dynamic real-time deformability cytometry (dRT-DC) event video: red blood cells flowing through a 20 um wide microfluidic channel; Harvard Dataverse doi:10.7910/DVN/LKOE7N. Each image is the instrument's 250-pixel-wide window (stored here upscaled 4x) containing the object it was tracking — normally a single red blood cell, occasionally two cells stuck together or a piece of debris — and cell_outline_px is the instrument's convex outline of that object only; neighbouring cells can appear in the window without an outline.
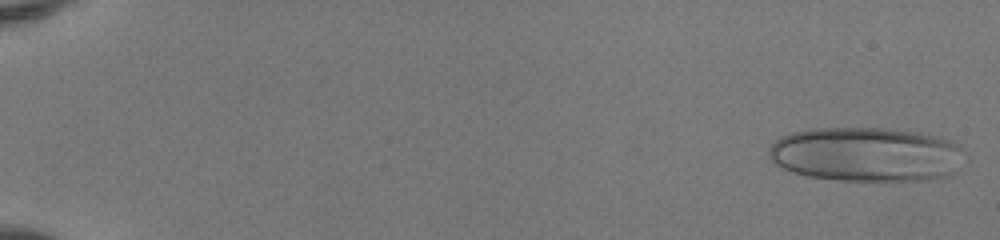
{"species": "human", "species_latin": "Homo sapiens", "temperature_condition": "room temperature", "stored_images_in_passage": 49, "camera_frame_rate_fps": 3000, "um_per_image_px": 0.085, "donor": {"sex": "female"}, "frame": {"image": 1, "passage_image": 1, "time_ms": 0.0, "image_size_px": [1000, 240], "cell_outline_px": [[960, 148], [956, 172], [948, 176], [924, 180], [840, 180], [808, 176], [792, 172], [776, 164], [768, 156], [768, 148], [780, 136], [792, 132], [812, 128], [884, 128], [912, 132], [936, 136], [952, 140]], "centroid_in_image_um": [73.56, 13.11], "position_along_channel_um": 11.4, "area_um2": 61.61}}
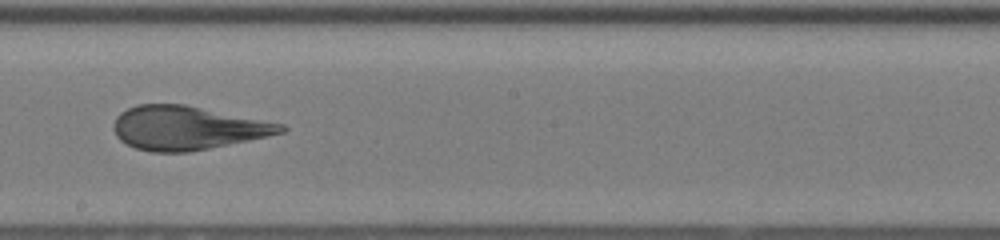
{"frame": {"image": 2, "passage_image": 30, "time_ms": 9.667, "image_size_px": [1000, 240], "cell_outline_px": [[288, 128], [284, 132], [248, 140], [188, 152], [152, 152], [136, 148], [120, 140], [116, 136], [112, 128], [112, 124], [116, 116], [120, 112], [136, 104], [184, 104], [284, 124]], "centroid_in_image_um": [15.86, 10.86], "position_along_channel_um": 232.3, "area_um2": 42.43}}
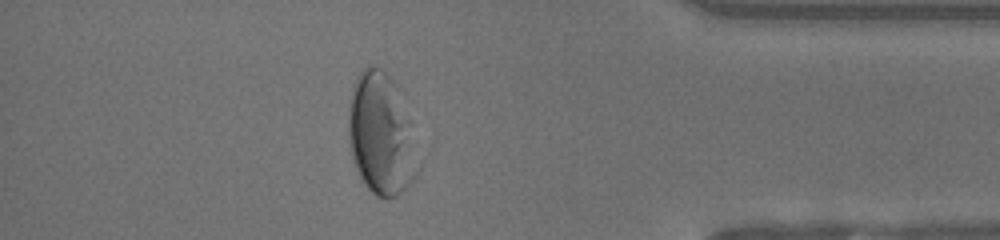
{"frame": {"image": 3, "passage_image": 44, "time_ms": 14.333, "image_size_px": [1000, 240], "cell_outline_px": [[420, 168], [416, 176], [396, 196], [388, 200], [384, 200], [376, 196], [364, 184], [352, 160], [348, 132], [348, 108], [352, 84], [356, 76], [368, 64], [372, 64], [380, 68], [396, 84], [412, 124]], "centroid_in_image_um": [32.39, 11.41], "position_along_channel_um": 402.8, "area_um2": 50.05}}